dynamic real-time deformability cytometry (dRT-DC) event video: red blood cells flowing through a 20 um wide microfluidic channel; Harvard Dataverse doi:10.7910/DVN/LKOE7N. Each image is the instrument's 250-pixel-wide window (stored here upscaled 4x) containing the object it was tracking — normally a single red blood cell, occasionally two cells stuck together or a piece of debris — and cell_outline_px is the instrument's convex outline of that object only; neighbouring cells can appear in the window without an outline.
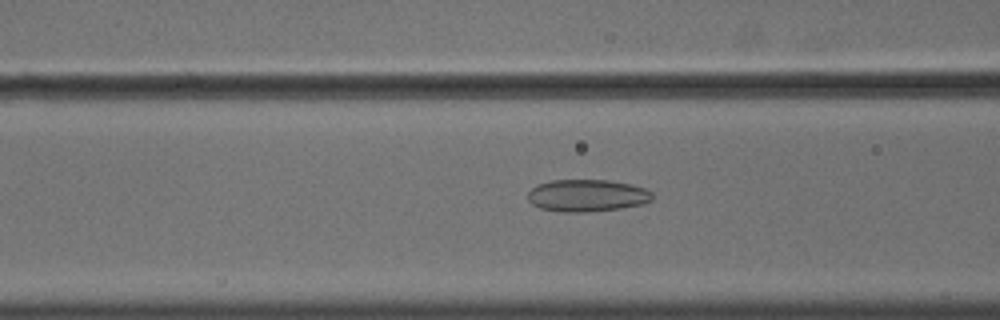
{"species": "common noctule bat (a hibernating species)", "species_latin": "Nyctalus noctula", "temperature_condition": "cold", "stored_images_in_passage": 56, "camera_frame_rate_fps": 3000, "um_per_image_px": 0.085, "animal": {"sex": "male", "body_mass_g": 18.8}, "frame": {"image": 1, "passage_image": 23, "time_ms": 7.333, "image_size_px": [1000, 320], "cell_outline_px": [[652, 200], [644, 204], [620, 208], [588, 212], [564, 212], [540, 208], [532, 204], [528, 200], [528, 192], [536, 184], [552, 180], [608, 180], [632, 184], [644, 188], [652, 192]], "centroid_in_image_um": [49.9, 16.62], "position_along_channel_um": 116.7, "area_um2": 23.47}}
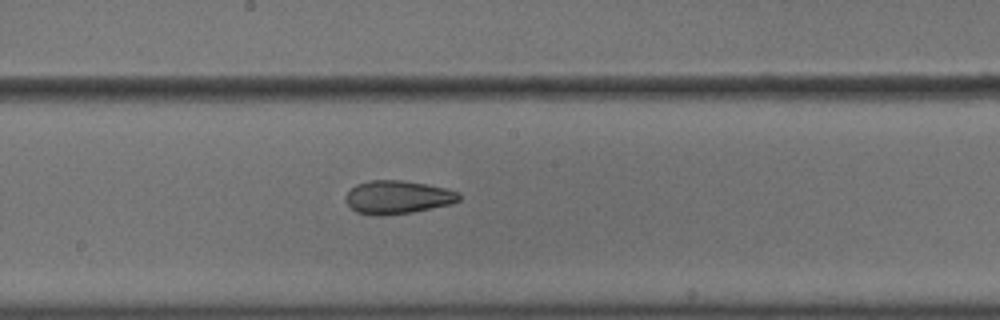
{"frame": {"image": 2, "passage_image": 31, "time_ms": 10.0, "image_size_px": [1000, 320], "cell_outline_px": [[460, 200], [452, 204], [412, 212], [384, 216], [372, 216], [356, 212], [344, 200], [344, 196], [356, 184], [368, 180], [404, 180], [428, 184], [448, 188], [460, 192]], "centroid_in_image_um": [33.81, 16.76], "position_along_channel_um": 214.4, "area_um2": 22.43}}
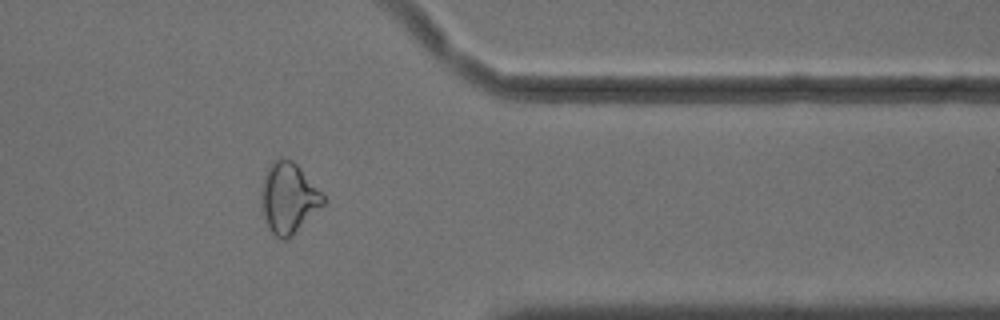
{"frame": {"image": 3, "passage_image": 46, "time_ms": 15.0, "image_size_px": [1000, 320], "cell_outline_px": [[324, 204], [288, 240], [280, 240], [268, 228], [260, 204], [260, 196], [264, 180], [268, 168], [272, 160], [280, 156], [292, 160], [300, 168], [324, 196]], "centroid_in_image_um": [24.5, 16.84], "position_along_channel_um": 386.9, "area_um2": 25.32}, "authors_computed_cell_mechanics": {"area_um2": 26.01, "velocity_mm_per_s": 3.6468, "shape_relaxation_time_tau1_ms": 5.5797, "shape_relaxation_time_tau2_ms": 2.4468, "deformation_change_tau1": 0.1283, "deformation_change_tau2": 0.0983}}